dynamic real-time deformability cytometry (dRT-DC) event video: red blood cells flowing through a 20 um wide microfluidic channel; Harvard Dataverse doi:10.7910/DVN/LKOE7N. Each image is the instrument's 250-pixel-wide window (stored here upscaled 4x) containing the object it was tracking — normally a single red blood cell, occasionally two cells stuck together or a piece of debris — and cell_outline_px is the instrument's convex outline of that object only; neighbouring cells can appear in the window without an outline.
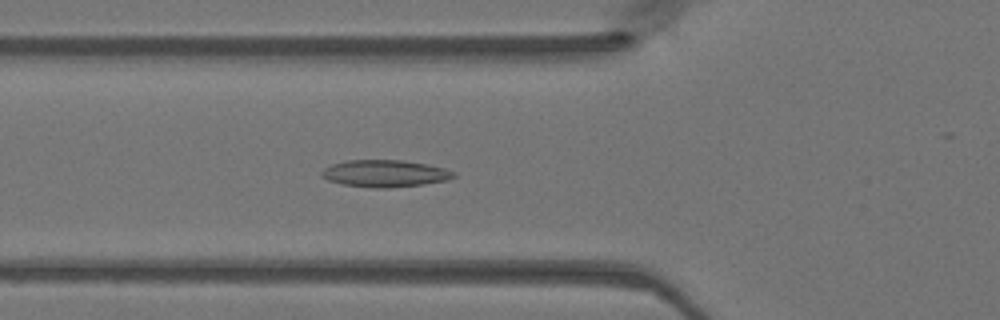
{"species": "Egyptian fruit bat (a non-hibernating species)", "species_latin": "Rousettus aegyptiacus", "temperature_condition": "warm", "stored_images_in_passage": 49, "segment_of_instrument_passage": [1, 2], "camera_frame_rate_fps": 3000, "um_per_image_px": 0.085, "animal": {"sex": "female"}, "frame": {"image": 1, "passage_image": 17, "time_ms": 5.333, "image_size_px": [1000, 320], "cell_outline_px": [[456, 176], [448, 180], [424, 184], [388, 188], [376, 188], [344, 184], [328, 180], [320, 176], [320, 172], [324, 168], [332, 164], [348, 160], [404, 160], [444, 168], [456, 172]], "centroid_in_image_um": [32.72, 14.74], "position_along_channel_um": 93.1, "area_um2": 20.75}}
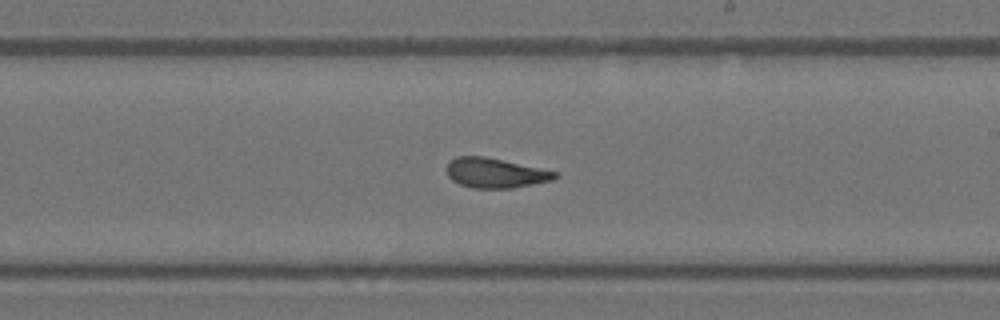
{"frame": {"image": 2, "passage_image": 28, "time_ms": 9.0, "image_size_px": [1000, 320], "cell_outline_px": [[560, 176], [552, 180], [512, 188], [472, 188], [460, 184], [452, 180], [448, 176], [448, 164], [456, 156], [484, 156], [560, 172]], "centroid_in_image_um": [42.14, 14.7], "position_along_channel_um": 246.9, "area_um2": 18.73}}
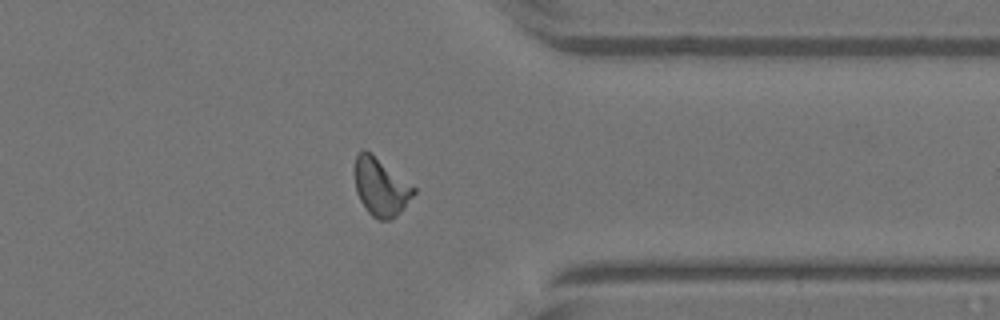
{"frame": {"image": 3, "passage_image": 38, "time_ms": 12.333, "image_size_px": [1000, 320], "cell_outline_px": [[416, 192], [404, 208], [392, 220], [380, 220], [372, 216], [364, 208], [356, 192], [356, 156], [364, 148], [372, 152], [416, 188]], "centroid_in_image_um": [32.39, 15.9], "position_along_channel_um": 379.0, "area_um2": 19.88}}